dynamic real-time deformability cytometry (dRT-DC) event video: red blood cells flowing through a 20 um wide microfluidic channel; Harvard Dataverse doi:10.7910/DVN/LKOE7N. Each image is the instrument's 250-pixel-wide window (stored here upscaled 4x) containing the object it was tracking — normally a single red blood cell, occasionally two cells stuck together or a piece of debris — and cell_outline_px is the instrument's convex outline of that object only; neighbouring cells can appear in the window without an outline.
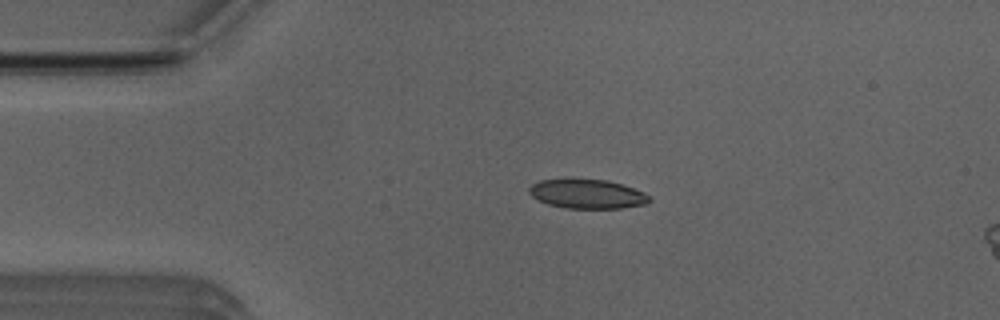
{"species": "Egyptian fruit bat (a non-hibernating species)", "species_latin": "Rousettus aegyptiacus", "temperature_condition": "room temperature", "stored_images_in_passage": 7, "camera_frame_rate_fps": 3000, "um_per_image_px": 0.085, "animal": {"sex": "male"}, "frame": {"image": 1, "passage_image": 2, "time_ms": 0.333, "image_size_px": [1000, 320], "cell_outline_px": [[652, 200], [648, 204], [620, 208], [568, 208], [548, 204], [532, 196], [528, 192], [528, 188], [532, 184], [540, 180], [608, 180], [644, 192]], "centroid_in_image_um": [49.94, 16.5], "position_along_channel_um": 35.1, "area_um2": 20.11}}